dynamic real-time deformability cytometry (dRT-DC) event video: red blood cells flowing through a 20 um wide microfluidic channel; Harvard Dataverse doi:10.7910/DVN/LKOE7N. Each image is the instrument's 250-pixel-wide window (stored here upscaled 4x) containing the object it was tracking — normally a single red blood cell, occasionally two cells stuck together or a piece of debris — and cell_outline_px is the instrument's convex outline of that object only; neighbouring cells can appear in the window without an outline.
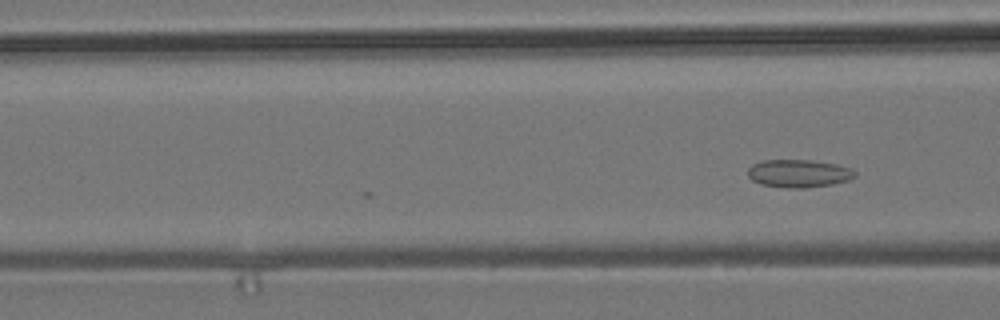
{"species": "common noctule bat (a hibernating species)", "species_latin": "Nyctalus noctula", "temperature_condition": "room temperature", "stored_images_in_passage": 15, "camera_frame_rate_fps": 3000, "um_per_image_px": 0.085, "animal": {"sex": "male", "body_mass_g": 19.2, "forearm_length_mm": 51.8}, "frame": {"image": 1, "passage_image": 15, "time_ms": 4.667, "image_size_px": [1000, 320], "cell_outline_px": [[856, 176], [848, 180], [832, 184], [804, 188], [792, 188], [760, 184], [752, 180], [748, 176], [748, 168], [752, 164], [760, 160], [812, 160], [836, 164], [848, 168], [856, 172]], "centroid_in_image_um": [67.86, 14.73], "position_along_channel_um": 98.7, "area_um2": 17.34}}